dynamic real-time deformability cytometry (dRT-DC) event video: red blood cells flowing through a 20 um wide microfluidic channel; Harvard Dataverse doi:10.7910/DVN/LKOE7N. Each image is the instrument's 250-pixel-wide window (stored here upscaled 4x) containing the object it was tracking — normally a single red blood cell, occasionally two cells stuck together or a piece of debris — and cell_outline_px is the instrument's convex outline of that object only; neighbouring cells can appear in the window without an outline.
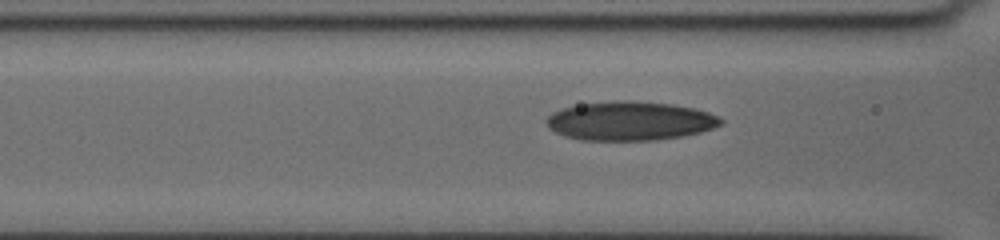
{"species": "human", "species_latin": "Homo sapiens", "temperature_condition": "cold", "stored_images_in_passage": 20, "camera_frame_rate_fps": 3000, "um_per_image_px": 0.085, "donor": {"sex": "female"}, "frame": {"image": 1, "passage_image": 17, "time_ms": 5.333, "image_size_px": [1000, 240], "cell_outline_px": [[724, 124], [700, 132], [684, 136], [656, 140], [580, 140], [564, 136], [548, 128], [544, 120], [552, 112], [560, 108], [580, 104], [616, 100], [632, 100], [672, 104], [696, 108], [720, 116], [724, 120]], "centroid_in_image_um": [53.55, 10.27], "position_along_channel_um": 113.0, "area_um2": 40.11}}